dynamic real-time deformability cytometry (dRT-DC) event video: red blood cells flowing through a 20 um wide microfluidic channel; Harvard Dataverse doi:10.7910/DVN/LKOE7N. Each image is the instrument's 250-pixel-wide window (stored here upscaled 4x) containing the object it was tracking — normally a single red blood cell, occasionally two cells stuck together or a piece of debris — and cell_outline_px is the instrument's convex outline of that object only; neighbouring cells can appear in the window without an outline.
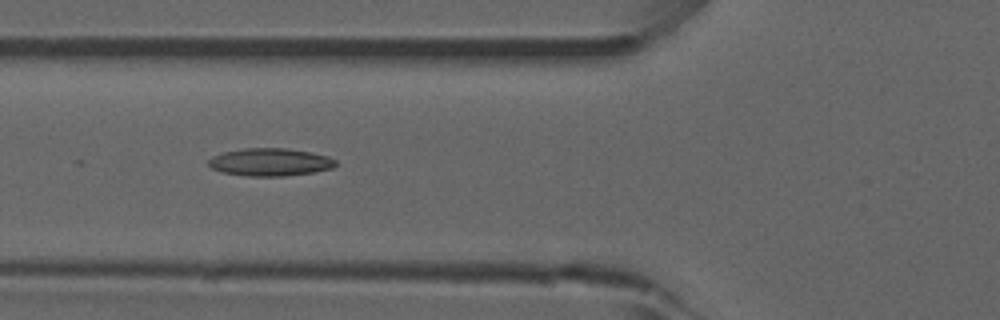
{"species": "common noctule bat (a hibernating species)", "species_latin": "Nyctalus noctula", "temperature_condition": "room temperature", "stored_images_in_passage": 16, "camera_frame_rate_fps": 3000, "um_per_image_px": 0.085, "animal": {"sex": "male", "forearm_length_mm": 52.5}, "frame": {"image": 1, "passage_image": 7, "time_ms": 2.0, "image_size_px": [1000, 320], "cell_outline_px": [[336, 164], [332, 168], [312, 172], [284, 176], [248, 176], [220, 172], [212, 168], [208, 164], [208, 160], [212, 156], [224, 152], [244, 148], [284, 148], [312, 152], [328, 156], [336, 160]], "centroid_in_image_um": [22.94, 13.77], "position_along_channel_um": 102.9, "area_um2": 20.52}}